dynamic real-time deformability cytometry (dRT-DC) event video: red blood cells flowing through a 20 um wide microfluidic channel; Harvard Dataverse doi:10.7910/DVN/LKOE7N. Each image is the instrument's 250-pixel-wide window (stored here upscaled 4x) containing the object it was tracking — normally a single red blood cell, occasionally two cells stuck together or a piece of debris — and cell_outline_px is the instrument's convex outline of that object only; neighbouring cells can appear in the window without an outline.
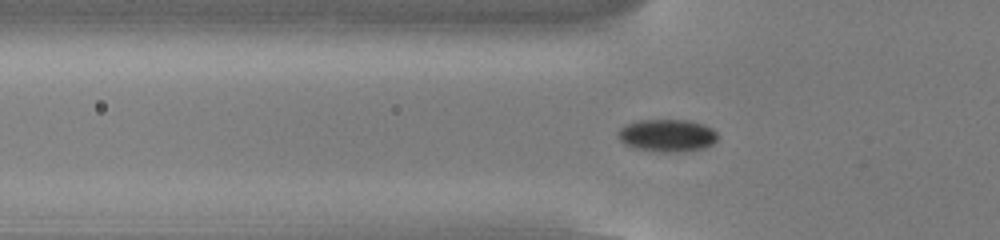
{"species": "common noctule bat (a hibernating species)", "species_latin": "Nyctalus noctula", "temperature_condition": "cold", "stored_images_in_passage": 50, "camera_frame_rate_fps": 3000, "um_per_image_px": 0.085, "animal": {"sex": "male", "body_mass_g": 13.0, "forearm_length_mm": 53.1}, "frame": {"image": 1, "passage_image": 19, "time_ms": 6.0, "image_size_px": [1000, 240], "cell_outline_px": [[716, 140], [712, 144], [704, 148], [680, 152], [660, 152], [632, 148], [624, 144], [616, 136], [616, 132], [620, 128], [636, 120], [688, 120], [704, 124], [712, 128], [716, 132]], "centroid_in_image_um": [56.67, 11.52], "position_along_channel_um": 69.1, "area_um2": 19.07}}
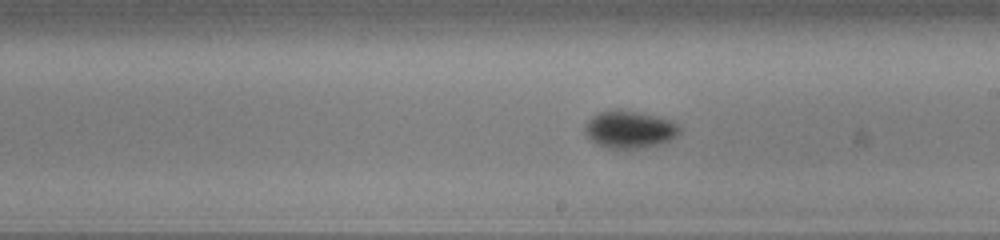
{"frame": {"image": 2, "passage_image": 32, "time_ms": 10.333, "image_size_px": [1000, 240], "cell_outline_px": [[680, 132], [676, 136], [660, 144], [644, 148], [608, 148], [596, 144], [584, 132], [584, 124], [596, 112], [616, 108], [620, 108], [668, 120], [676, 124], [680, 128]], "centroid_in_image_um": [53.44, 10.99], "position_along_channel_um": 235.6, "area_um2": 20.58}}
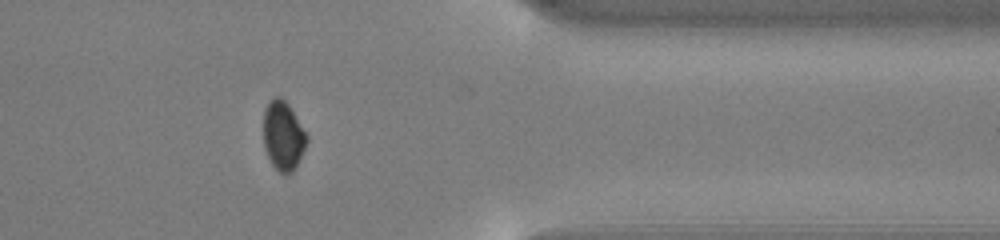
{"frame": {"image": 3, "passage_image": 45, "time_ms": 14.667, "image_size_px": [1000, 240], "cell_outline_px": [[308, 140], [292, 172], [288, 176], [284, 176], [272, 164], [264, 148], [264, 108], [268, 100], [276, 96], [280, 96], [288, 104], [308, 136]], "centroid_in_image_um": [24.05, 11.52], "position_along_channel_um": 387.4, "area_um2": 17.34}, "authors_computed_cell_mechanics": {"area_um2": 18.2359, "velocity_mm_per_s": 3.8553, "shape_relaxation_time_tau1_ms": 2.801, "shape_relaxation_time_tau2_ms": null, "deformation_change_tau1": 0.0583, "deformation_change_tau2": null}}